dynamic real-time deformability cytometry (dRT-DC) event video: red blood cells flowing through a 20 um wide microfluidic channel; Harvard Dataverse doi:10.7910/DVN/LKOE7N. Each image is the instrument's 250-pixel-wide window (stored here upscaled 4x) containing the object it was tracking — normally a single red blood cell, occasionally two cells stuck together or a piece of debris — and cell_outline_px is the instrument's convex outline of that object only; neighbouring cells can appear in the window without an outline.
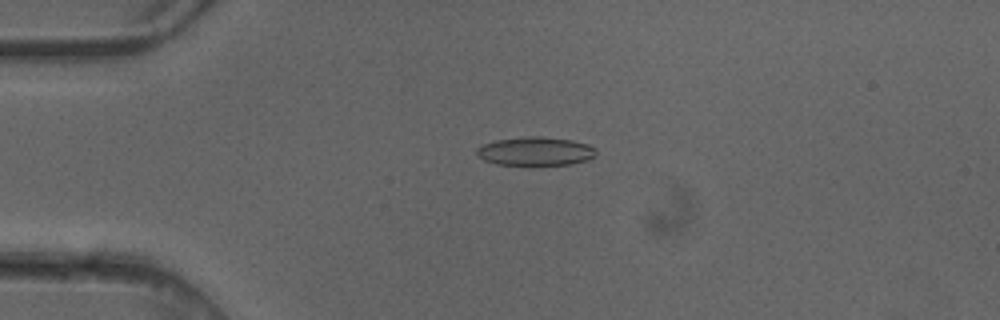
{"species": "common noctule bat (a hibernating species)", "species_latin": "Nyctalus noctula", "temperature_condition": "cold", "stored_images_in_passage": 5, "camera_frame_rate_fps": 3000, "um_per_image_px": 0.085, "animal": {"sex": "female"}, "frame": {"image": 1, "passage_image": 4, "time_ms": 1.0, "image_size_px": [1000, 320], "cell_outline_px": [[596, 152], [588, 160], [572, 164], [528, 168], [496, 164], [484, 160], [476, 156], [476, 148], [484, 144], [496, 140], [528, 136], [540, 136], [572, 140], [588, 144], [596, 148]], "centroid_in_image_um": [45.48, 12.91], "position_along_channel_um": 39.5, "area_um2": 20.87}}